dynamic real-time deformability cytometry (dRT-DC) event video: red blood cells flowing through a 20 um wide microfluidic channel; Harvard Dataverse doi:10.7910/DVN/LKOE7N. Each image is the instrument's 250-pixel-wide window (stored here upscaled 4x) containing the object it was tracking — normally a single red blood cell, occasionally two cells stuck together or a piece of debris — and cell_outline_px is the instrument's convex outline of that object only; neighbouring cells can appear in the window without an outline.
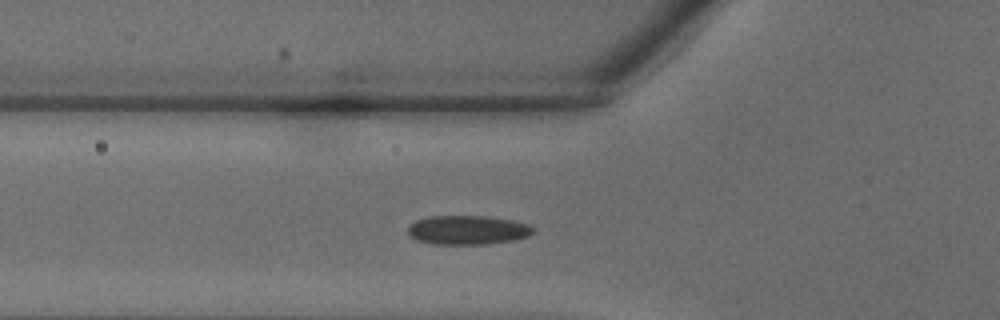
{"species": "common noctule bat (a hibernating species)", "species_latin": "Nyctalus noctula", "temperature_condition": "warm", "stored_images_in_passage": 29, "camera_frame_rate_fps": 3000, "um_per_image_px": 0.085, "animal": {"sex": "male", "body_mass_g": 18.8}, "frame": {"image": 1, "passage_image": 4, "time_ms": 1.0, "image_size_px": [1000, 320], "cell_outline_px": [[536, 232], [528, 236], [512, 240], [488, 244], [436, 244], [416, 240], [408, 232], [408, 228], [416, 220], [428, 216], [488, 216], [512, 220], [528, 224], [536, 228]], "centroid_in_image_um": [39.8, 19.54], "position_along_channel_um": 86.0, "area_um2": 21.27}}
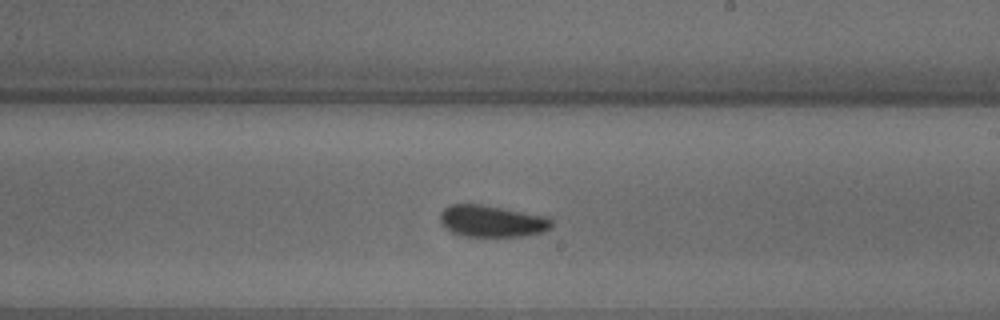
{"frame": {"image": 2, "passage_image": 13, "time_ms": 4.0, "image_size_px": [1000, 320], "cell_outline_px": [[552, 228], [544, 232], [524, 236], [460, 236], [452, 232], [440, 224], [440, 212], [444, 208], [452, 204], [480, 204], [504, 208], [548, 216], [552, 220]], "centroid_in_image_um": [41.82, 18.8], "position_along_channel_um": 247.2, "area_um2": 20.87}}
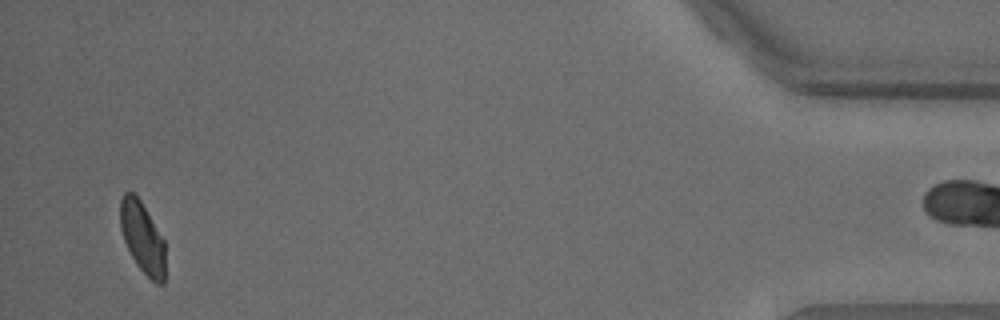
{"frame": {"image": 3, "passage_image": 27, "time_ms": 8.667, "image_size_px": [1000, 320], "cell_outline_px": [[164, 284], [156, 284], [140, 268], [132, 256], [124, 240], [120, 228], [120, 200], [124, 192], [132, 192], [140, 200], [164, 240]], "centroid_in_image_um": [12.09, 20.18], "position_along_channel_um": 423.1, "area_um2": 18.32}}